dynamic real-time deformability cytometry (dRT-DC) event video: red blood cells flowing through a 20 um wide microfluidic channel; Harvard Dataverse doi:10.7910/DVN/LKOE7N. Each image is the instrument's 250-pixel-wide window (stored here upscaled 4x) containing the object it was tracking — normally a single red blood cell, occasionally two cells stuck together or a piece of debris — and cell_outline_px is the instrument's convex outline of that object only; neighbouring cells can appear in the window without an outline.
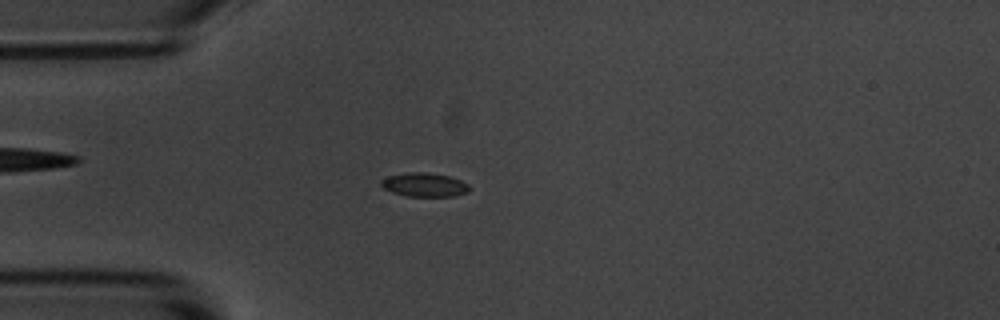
{"species": "common noctule bat (a hibernating species)", "species_latin": "Nyctalus noctula", "temperature_condition": "room temperature", "stored_images_in_passage": 3, "camera_frame_rate_fps": 3000, "um_per_image_px": 0.085, "animal": {"sex": "male", "body_mass_g": 20.1, "forearm_length_mm": 53.5}, "frame": {"image": 1, "passage_image": 3, "time_ms": 2.0, "image_size_px": [1000, 320], "cell_outline_px": [[468, 192], [456, 196], [404, 196], [392, 192], [384, 188], [380, 184], [380, 180], [388, 176], [408, 172], [428, 172], [448, 176], [460, 180], [468, 184]], "centroid_in_image_um": [36.05, 15.7], "position_along_channel_um": 49.0, "area_um2": 12.25}}